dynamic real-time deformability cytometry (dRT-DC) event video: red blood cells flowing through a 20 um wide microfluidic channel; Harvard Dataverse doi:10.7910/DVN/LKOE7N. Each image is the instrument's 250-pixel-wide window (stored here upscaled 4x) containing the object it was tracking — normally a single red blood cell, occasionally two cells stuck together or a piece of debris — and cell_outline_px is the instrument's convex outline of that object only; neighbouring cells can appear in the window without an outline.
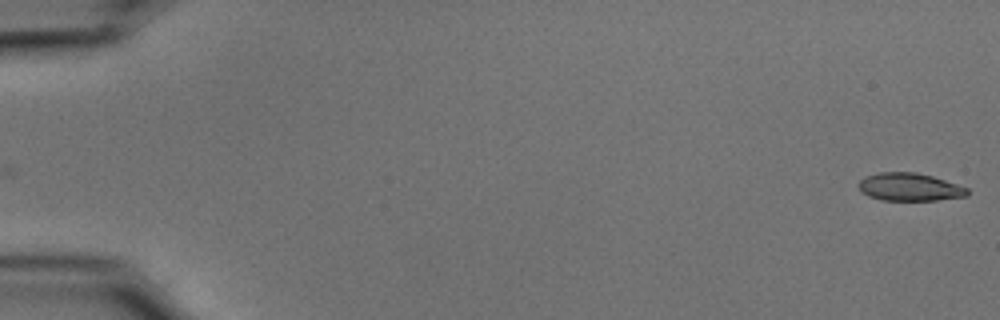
{"species": "common noctule bat (a hibernating species)", "species_latin": "Nyctalus noctula", "temperature_condition": "cold", "stored_images_in_passage": 54, "camera_frame_rate_fps": 3000, "um_per_image_px": 0.085, "animal": {"sex": "male", "body_mass_g": 15.6}, "frame": {"image": 1, "passage_image": 1, "time_ms": 0.0, "image_size_px": [1000, 320], "cell_outline_px": [[968, 196], [936, 200], [880, 200], [868, 196], [860, 192], [856, 184], [864, 176], [880, 172], [916, 172], [932, 176], [968, 188]], "centroid_in_image_um": [77.25, 15.89], "position_along_channel_um": 7.7, "area_um2": 17.8}}
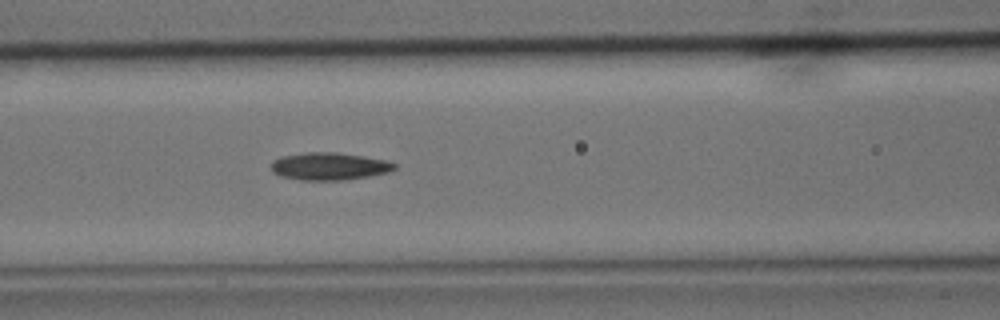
{"frame": {"image": 2, "passage_image": 24, "time_ms": 7.667, "image_size_px": [1000, 320], "cell_outline_px": [[396, 168], [388, 172], [368, 176], [344, 180], [300, 180], [280, 176], [272, 172], [272, 160], [280, 156], [308, 152], [336, 152], [384, 160], [396, 164]], "centroid_in_image_um": [27.93, 14.14], "position_along_channel_um": 138.7, "area_um2": 19.65}}
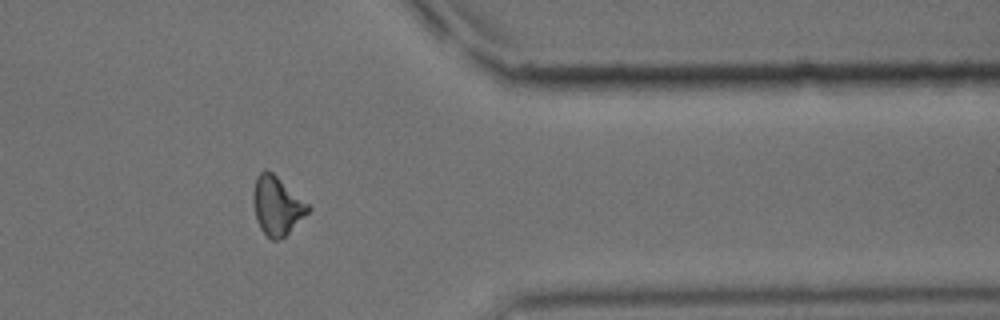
{"frame": {"image": 3, "passage_image": 45, "time_ms": 14.667, "image_size_px": [1000, 320], "cell_outline_px": [[312, 208], [280, 240], [272, 240], [260, 228], [256, 220], [252, 200], [252, 192], [256, 176], [264, 168], [272, 172], [308, 204]], "centroid_in_image_um": [23.49, 17.46], "position_along_channel_um": 387.9, "area_um2": 18.55}, "authors_computed_cell_mechanics": {"area_um2": 18.6983, "velocity_mm_per_s": 3.7253, "shape_relaxation_time_tau1_ms": 7.4773, "shape_relaxation_time_tau2_ms": 5.4906, "deformation_change_tau1": 0.1779, "deformation_change_tau2": 0.1422}}